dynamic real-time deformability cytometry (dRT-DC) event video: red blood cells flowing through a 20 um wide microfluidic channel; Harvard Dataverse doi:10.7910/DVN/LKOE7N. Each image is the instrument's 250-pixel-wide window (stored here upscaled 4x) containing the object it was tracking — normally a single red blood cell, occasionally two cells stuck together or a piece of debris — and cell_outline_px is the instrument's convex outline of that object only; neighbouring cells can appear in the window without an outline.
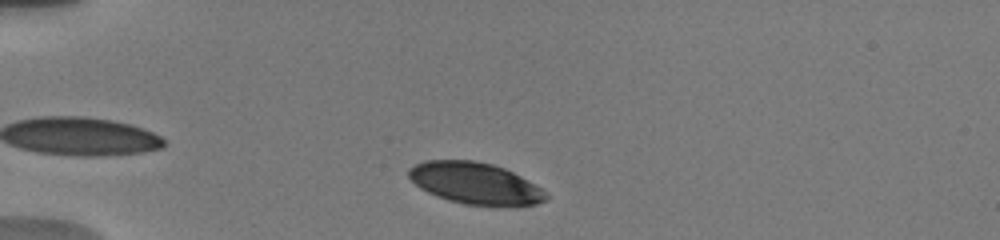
{"species": "human", "species_latin": "Homo sapiens", "temperature_condition": "warm", "stored_images_in_passage": 10, "camera_frame_rate_fps": 3000, "um_per_image_px": 0.085, "donor": {"sex": "male"}, "frame": {"image": 1, "passage_image": 1, "time_ms": 0.0, "image_size_px": [1000, 240], "cell_outline_px": [[552, 196], [548, 200], [536, 204], [500, 208], [496, 208], [464, 204], [448, 200], [436, 196], [420, 188], [408, 176], [408, 168], [424, 160], [472, 160], [492, 164], [504, 168], [520, 176], [548, 192]], "centroid_in_image_um": [40.45, 15.62], "position_along_channel_um": 44.6, "area_um2": 33.99}}
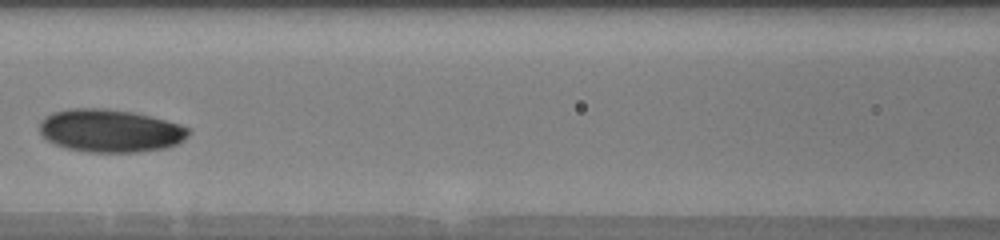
{"frame": {"image": 2, "passage_image": 7, "time_ms": 4.0, "image_size_px": [1000, 240], "cell_outline_px": [[192, 132], [184, 140], [176, 144], [164, 148], [140, 152], [88, 152], [68, 148], [56, 144], [48, 140], [40, 132], [40, 120], [44, 116], [52, 112], [68, 108], [104, 108], [136, 112], [152, 116], [180, 124], [192, 128]], "centroid_in_image_um": [9.4, 11.09], "position_along_channel_um": 157.2, "area_um2": 37.63}}
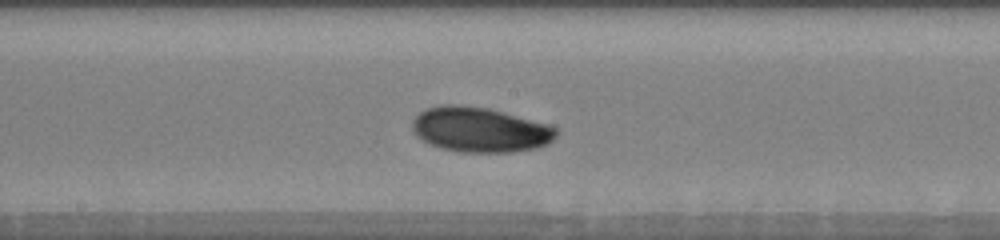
{"frame": {"image": 3, "passage_image": 9, "time_ms": 5.333, "image_size_px": [1000, 240], "cell_outline_px": [[560, 128], [556, 136], [548, 144], [536, 148], [512, 152], [464, 152], [444, 148], [432, 144], [424, 140], [412, 128], [412, 120], [420, 112], [428, 108], [440, 104], [460, 104], [488, 108], [548, 124]], "centroid_in_image_um": [40.85, 11.01], "position_along_channel_um": 207.4, "area_um2": 37.51}}